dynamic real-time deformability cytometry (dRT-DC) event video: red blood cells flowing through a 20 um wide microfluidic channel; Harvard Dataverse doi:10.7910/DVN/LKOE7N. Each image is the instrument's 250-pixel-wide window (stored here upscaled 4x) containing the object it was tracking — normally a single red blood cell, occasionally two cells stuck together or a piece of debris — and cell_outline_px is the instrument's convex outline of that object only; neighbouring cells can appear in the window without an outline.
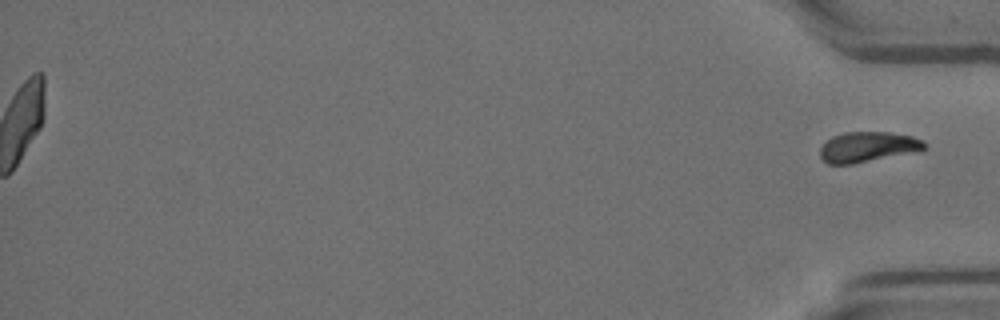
{"species": "Egyptian fruit bat (a non-hibernating species)", "species_latin": "Rousettus aegyptiacus", "temperature_condition": "room temperature", "stored_images_in_passage": 39, "segment_of_instrument_passage": [2, 2], "camera_frame_rate_fps": 3000, "um_per_image_px": 0.085, "animal": {"sex": "female"}, "frame": {"image": 1, "passage_image": 39, "time_ms": 12.667, "image_size_px": [1000, 320], "cell_outline_px": [[928, 148], [852, 164], [828, 164], [820, 156], [820, 148], [832, 136], [844, 132], [888, 132], [912, 136], [924, 140], [928, 144]], "centroid_in_image_um": [73.76, 12.47], "position_along_channel_um": 361.4, "area_um2": 18.15}}